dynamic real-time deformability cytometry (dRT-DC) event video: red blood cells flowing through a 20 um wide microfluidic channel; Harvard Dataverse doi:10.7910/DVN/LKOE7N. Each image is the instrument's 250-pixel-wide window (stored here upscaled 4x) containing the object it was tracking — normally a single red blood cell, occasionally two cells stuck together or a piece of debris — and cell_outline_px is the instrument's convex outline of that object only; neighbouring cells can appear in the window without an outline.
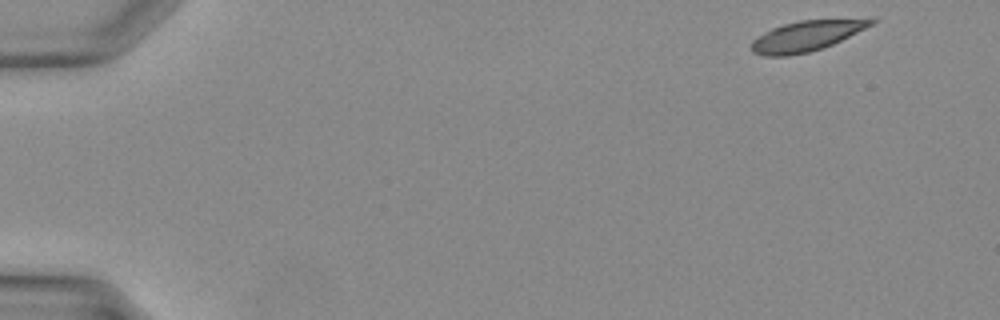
{"species": "Egyptian fruit bat (a non-hibernating species)", "species_latin": "Rousettus aegyptiacus", "temperature_condition": "warm", "stored_images_in_passage": 18, "camera_frame_rate_fps": 3000, "um_per_image_px": 0.085, "animal": {"sex": "female"}, "frame": {"image": 1, "passage_image": 1, "time_ms": 0.0, "image_size_px": [1000, 320], "cell_outline_px": [[876, 20], [872, 24], [832, 44], [808, 52], [788, 56], [764, 56], [752, 52], [752, 40], [756, 36], [772, 28], [784, 24], [800, 20], [872, 16]], "centroid_in_image_um": [68.59, 3.01], "position_along_channel_um": 16.4, "area_um2": 21.5}}
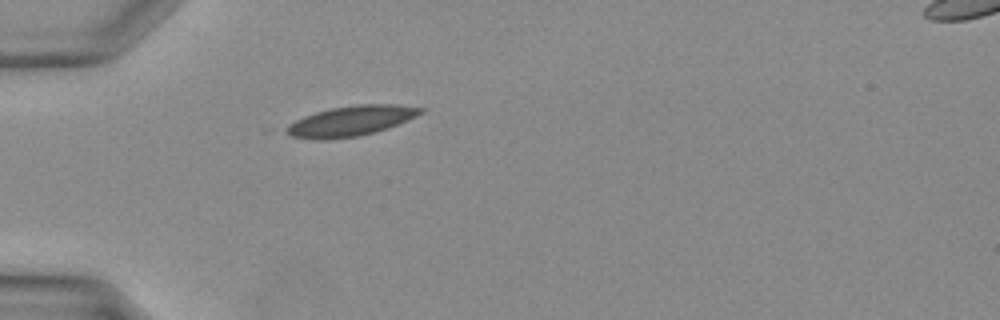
{"frame": {"image": 2, "passage_image": 10, "time_ms": 3.0, "image_size_px": [1000, 320], "cell_outline_px": [[424, 112], [408, 120], [372, 132], [356, 136], [324, 140], [316, 140], [292, 136], [284, 132], [280, 128], [304, 116], [316, 112], [332, 108], [356, 104], [396, 104], [424, 108]], "centroid_in_image_um": [29.76, 10.27], "position_along_channel_um": 55.2, "area_um2": 23.47}}
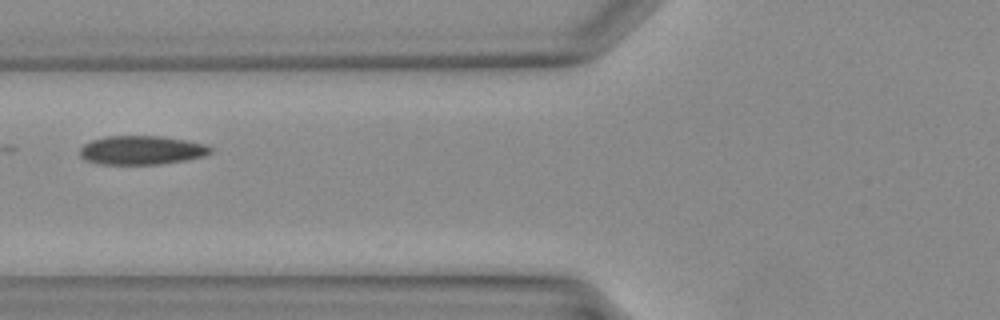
{"frame": {"image": 3, "passage_image": 14, "time_ms": 4.333, "image_size_px": [1000, 320], "cell_outline_px": [[212, 152], [204, 156], [188, 160], [160, 164], [96, 164], [84, 160], [80, 156], [80, 148], [84, 144], [92, 140], [104, 136], [160, 136], [184, 140], [204, 144], [212, 148]], "centroid_in_image_um": [12.01, 12.77], "position_along_channel_um": 113.8, "area_um2": 22.08}}